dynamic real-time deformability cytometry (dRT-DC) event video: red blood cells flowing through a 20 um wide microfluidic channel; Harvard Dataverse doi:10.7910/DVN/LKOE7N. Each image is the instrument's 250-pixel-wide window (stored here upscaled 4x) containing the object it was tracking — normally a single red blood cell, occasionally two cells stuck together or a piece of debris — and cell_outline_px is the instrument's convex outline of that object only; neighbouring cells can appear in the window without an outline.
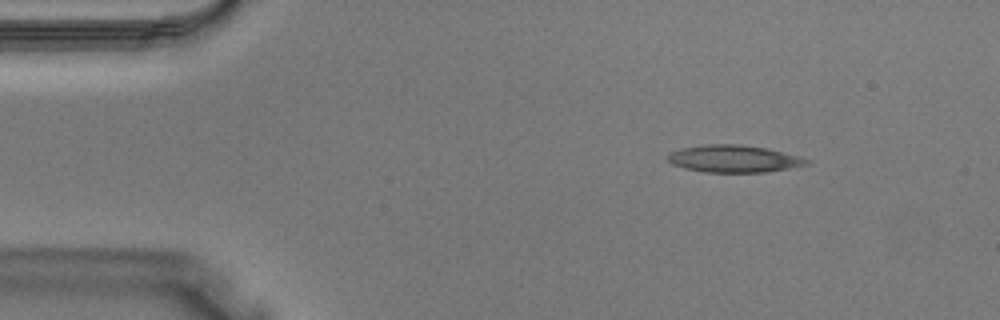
{"species": "Egyptian fruit bat (a non-hibernating species)", "species_latin": "Rousettus aegyptiacus", "temperature_condition": "warm", "stored_images_in_passage": 37, "camera_frame_rate_fps": 3000, "um_per_image_px": 0.085, "animal": {"sex": "male"}, "frame": {"image": 1, "passage_image": 4, "time_ms": 1.0, "image_size_px": [1000, 320], "cell_outline_px": [[812, 164], [768, 172], [704, 172], [684, 168], [672, 164], [664, 156], [668, 152], [680, 148], [704, 144], [740, 144], [768, 148], [800, 156], [808, 160]], "centroid_in_image_um": [62.35, 13.49], "position_along_channel_um": 22.6, "area_um2": 22.43}}
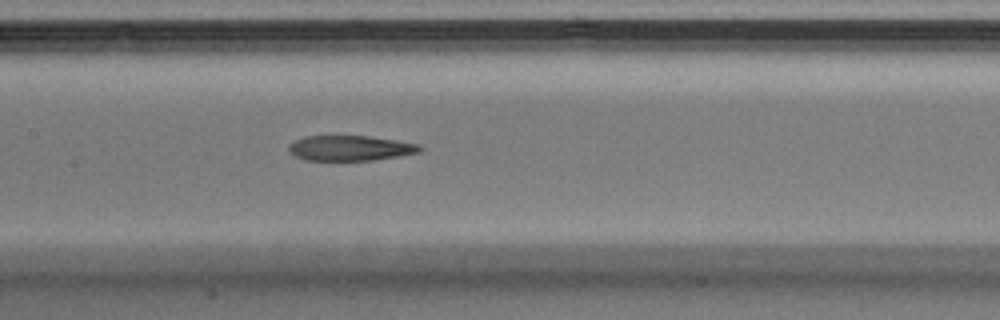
{"frame": {"image": 2, "passage_image": 17, "time_ms": 5.333, "image_size_px": [1000, 320], "cell_outline_px": [[424, 148], [420, 152], [400, 156], [372, 160], [304, 160], [288, 152], [288, 144], [304, 136], [368, 136], [396, 140], [420, 144]], "centroid_in_image_um": [29.78, 12.59], "position_along_channel_um": 177.6, "area_um2": 19.36}}
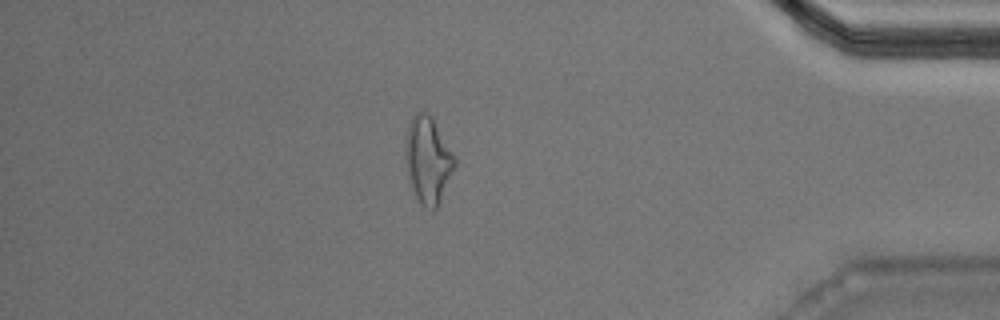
{"frame": {"image": 3, "passage_image": 32, "time_ms": 10.333, "image_size_px": [1000, 320], "cell_outline_px": [[456, 164], [440, 200], [436, 208], [424, 208], [416, 196], [412, 188], [408, 176], [404, 156], [404, 144], [408, 124], [412, 116], [416, 112], [428, 112], [432, 116], [456, 156]], "centroid_in_image_um": [36.36, 13.53], "position_along_channel_um": 398.8, "area_um2": 25.03}}